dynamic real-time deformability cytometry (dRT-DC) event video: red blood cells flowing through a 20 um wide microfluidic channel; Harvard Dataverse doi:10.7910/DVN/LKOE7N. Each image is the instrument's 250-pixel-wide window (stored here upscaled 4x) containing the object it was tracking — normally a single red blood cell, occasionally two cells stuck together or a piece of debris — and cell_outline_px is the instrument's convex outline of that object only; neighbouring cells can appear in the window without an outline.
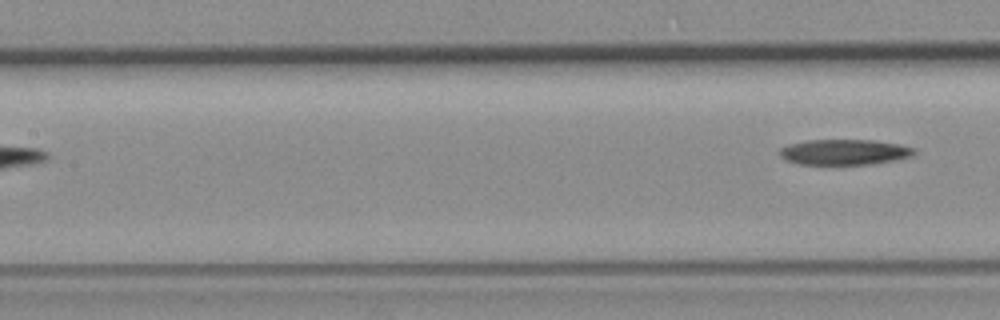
{"species": "common noctule bat (a hibernating species)", "species_latin": "Nyctalus noctula", "temperature_condition": "room temperature", "stored_images_in_passage": 5, "segment_of_instrument_passage": [2, 2], "camera_frame_rate_fps": 3000, "um_per_image_px": 0.085, "animal": {"sex": "female", "body_mass_g": 19.3, "forearm_length_mm": 54.1}, "frame": {"image": 1, "passage_image": 5, "time_ms": 4.667, "image_size_px": [1000, 320], "cell_outline_px": [[916, 152], [912, 156], [872, 164], [800, 164], [788, 160], [780, 156], [780, 148], [788, 144], [808, 140], [872, 140], [900, 144], [912, 148]], "centroid_in_image_um": [71.76, 12.92], "position_along_channel_um": 135.6, "area_um2": 19.77}}